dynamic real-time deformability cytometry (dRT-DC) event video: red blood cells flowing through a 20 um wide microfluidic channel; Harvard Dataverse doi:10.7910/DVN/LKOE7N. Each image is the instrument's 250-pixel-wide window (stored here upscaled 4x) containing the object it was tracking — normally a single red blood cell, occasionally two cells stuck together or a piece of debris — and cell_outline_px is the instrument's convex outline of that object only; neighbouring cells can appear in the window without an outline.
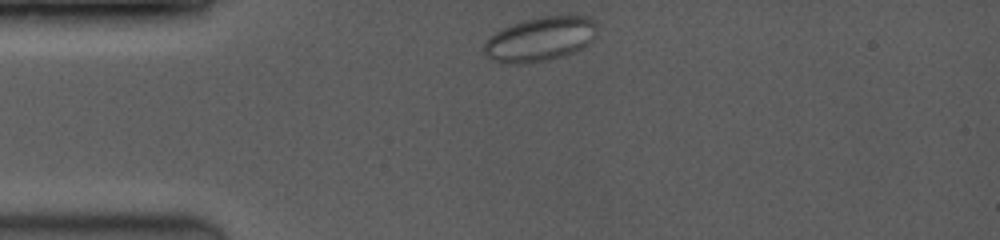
{"species": "common noctule bat (a hibernating species)", "species_latin": "Nyctalus noctula", "temperature_condition": "room temperature", "stored_images_in_passage": 7, "camera_frame_rate_fps": 3500, "um_per_image_px": 0.085, "animal": {"sex": "female", "body_mass_g": 19.0, "forearm_length_mm": 53.3}, "frame": {"image": 1, "passage_image": 1, "time_ms": 0.0, "image_size_px": [1000, 240], "cell_outline_px": [[596, 24], [592, 40], [588, 44], [564, 56], [548, 60], [528, 64], [512, 64], [492, 60], [484, 52], [484, 44], [496, 32], [512, 24], [524, 20], [540, 16], [588, 16]], "centroid_in_image_um": [45.9, 3.33], "position_along_channel_um": 39.1, "area_um2": 28.84}}